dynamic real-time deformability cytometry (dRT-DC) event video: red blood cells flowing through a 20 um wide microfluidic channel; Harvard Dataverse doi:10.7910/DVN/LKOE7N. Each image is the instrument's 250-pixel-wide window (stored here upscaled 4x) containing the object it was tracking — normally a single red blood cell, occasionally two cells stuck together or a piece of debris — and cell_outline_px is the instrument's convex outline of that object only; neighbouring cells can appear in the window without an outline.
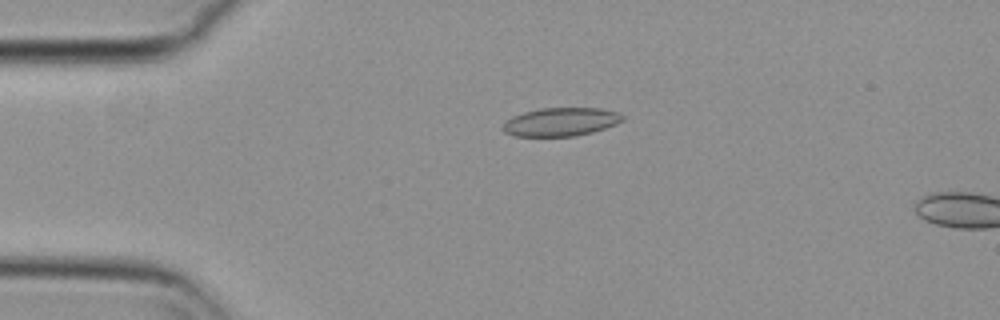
{"species": "common noctule bat (a hibernating species)", "species_latin": "Nyctalus noctula", "temperature_condition": "cold", "stored_images_in_passage": 15, "camera_frame_rate_fps": 3000, "um_per_image_px": 0.085, "animal": {"sex": "female", "body_mass_g": 29.2, "forearm_length_mm": 56.3}, "frame": {"image": 1, "passage_image": 13, "time_ms": 4.0, "image_size_px": [1000, 320], "cell_outline_px": [[624, 120], [616, 124], [592, 132], [572, 136], [512, 136], [504, 132], [504, 120], [512, 116], [524, 112], [540, 108], [600, 108], [620, 112], [624, 116]], "centroid_in_image_um": [47.67, 10.35], "position_along_channel_um": 37.3, "area_um2": 19.88}}